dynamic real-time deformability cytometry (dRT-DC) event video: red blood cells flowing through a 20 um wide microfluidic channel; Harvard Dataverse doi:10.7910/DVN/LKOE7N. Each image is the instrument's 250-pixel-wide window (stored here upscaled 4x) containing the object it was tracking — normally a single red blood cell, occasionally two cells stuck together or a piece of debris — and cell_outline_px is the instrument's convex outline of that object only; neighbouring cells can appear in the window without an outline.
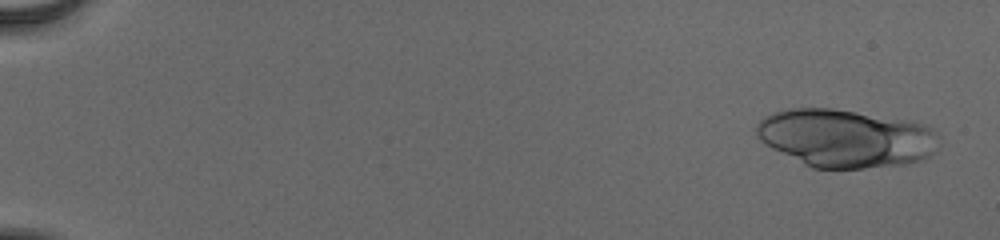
{"species": "human", "species_latin": "Homo sapiens", "temperature_condition": "cold", "stored_images_in_passage": 23, "camera_frame_rate_fps": 3000, "um_per_image_px": 0.085, "donor": {"sex": "male"}, "frame": {"image": 1, "passage_image": 3, "time_ms": 0.667, "image_size_px": [1000, 240], "cell_outline_px": [[940, 136], [936, 152], [920, 160], [904, 164], [864, 168], [812, 168], [764, 144], [756, 136], [756, 124], [764, 116], [772, 112], [792, 108], [832, 108], [928, 124]], "centroid_in_image_um": [71.89, 11.74], "position_along_channel_um": 13.1, "area_um2": 61.85}}
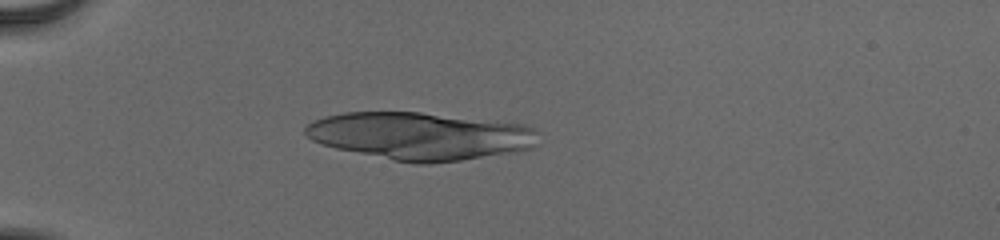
{"frame": {"image": 2, "passage_image": 17, "time_ms": 5.333, "image_size_px": [1000, 240], "cell_outline_px": [[536, 144], [532, 148], [516, 152], [432, 164], [416, 164], [392, 160], [336, 148], [312, 140], [304, 136], [304, 128], [312, 120], [324, 116], [344, 112], [420, 112], [524, 124], [536, 128]], "centroid_in_image_um": [35.69, 11.56], "position_along_channel_um": 49.3, "area_um2": 64.79}}